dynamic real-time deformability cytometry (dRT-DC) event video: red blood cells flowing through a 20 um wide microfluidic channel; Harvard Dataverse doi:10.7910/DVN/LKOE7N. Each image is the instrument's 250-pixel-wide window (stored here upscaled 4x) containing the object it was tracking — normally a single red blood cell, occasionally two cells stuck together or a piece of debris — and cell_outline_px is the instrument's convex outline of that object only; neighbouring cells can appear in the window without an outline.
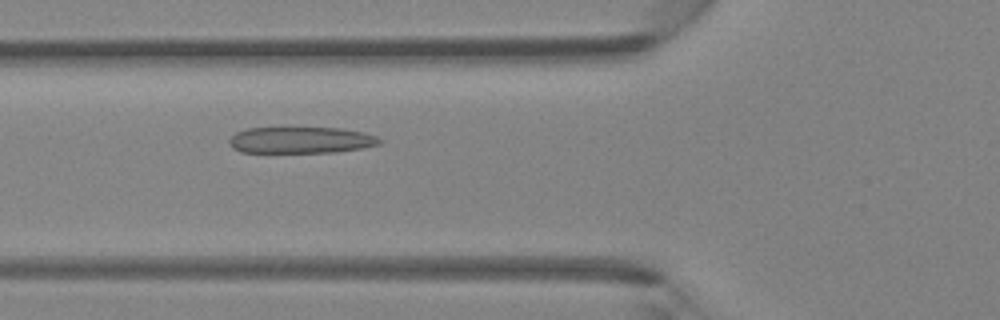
{"species": "Egyptian fruit bat (a non-hibernating species)", "species_latin": "Rousettus aegyptiacus", "temperature_condition": "room temperature", "stored_images_in_passage": 46, "camera_frame_rate_fps": 3000, "um_per_image_px": 0.085, "animal": {"sex": "female"}, "frame": {"image": 1, "passage_image": 17, "time_ms": 5.333, "image_size_px": [1000, 320], "cell_outline_px": [[384, 140], [380, 144], [360, 148], [332, 152], [240, 152], [232, 148], [228, 144], [228, 140], [236, 132], [248, 128], [340, 128], [364, 132], [376, 136]], "centroid_in_image_um": [25.56, 11.9], "position_along_channel_um": 100.2, "area_um2": 23.12}}
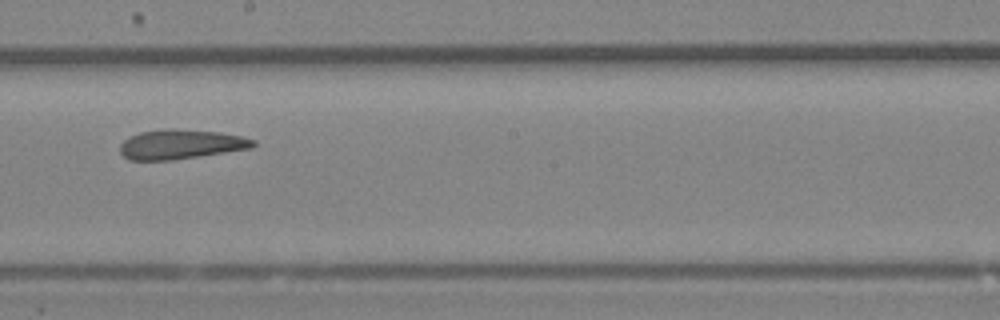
{"frame": {"image": 2, "passage_image": 26, "time_ms": 8.333, "image_size_px": [1000, 320], "cell_outline_px": [[256, 144], [252, 148], [200, 156], [172, 160], [128, 160], [120, 152], [120, 144], [128, 136], [140, 132], [216, 132], [244, 136], [256, 140]], "centroid_in_image_um": [15.39, 12.32], "position_along_channel_um": 232.8, "area_um2": 21.91}}
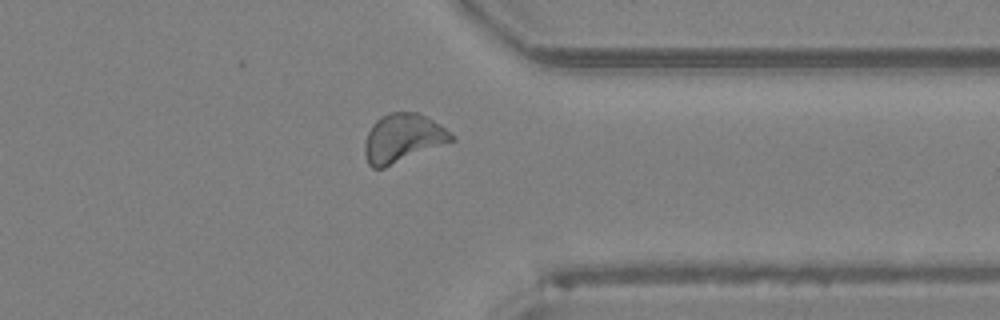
{"frame": {"image": 3, "passage_image": 36, "time_ms": 11.667, "image_size_px": [1000, 320], "cell_outline_px": [[456, 140], [384, 168], [372, 168], [368, 164], [364, 156], [364, 144], [368, 132], [372, 124], [380, 116], [392, 112], [416, 112], [440, 124], [456, 136]], "centroid_in_image_um": [34.23, 11.75], "position_along_channel_um": 377.2, "area_um2": 24.68}}